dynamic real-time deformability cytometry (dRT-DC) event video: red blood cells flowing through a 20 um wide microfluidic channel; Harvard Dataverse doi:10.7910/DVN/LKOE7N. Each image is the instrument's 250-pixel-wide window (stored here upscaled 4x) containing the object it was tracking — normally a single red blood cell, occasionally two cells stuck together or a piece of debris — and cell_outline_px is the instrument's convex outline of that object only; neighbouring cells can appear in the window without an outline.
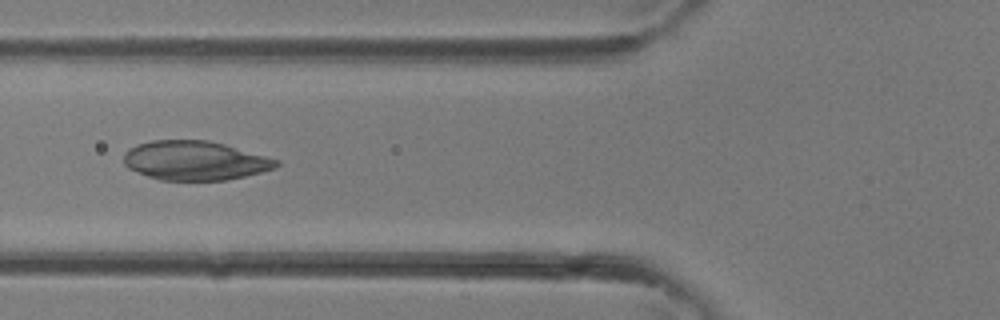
{"species": "common noctule bat (a hibernating species)", "species_latin": "Nyctalus noctula", "temperature_condition": "room temperature", "stored_images_in_passage": 35, "camera_frame_rate_fps": 3000, "um_per_image_px": 0.085, "animal": {"sex": "female"}, "frame": {"image": 1, "passage_image": 13, "time_ms": 4.0, "image_size_px": [1000, 320], "cell_outline_px": [[280, 164], [276, 168], [244, 176], [224, 180], [160, 180], [148, 176], [128, 168], [124, 164], [124, 152], [128, 148], [136, 144], [152, 140], [208, 140], [224, 144], [280, 160]], "centroid_in_image_um": [16.55, 13.64], "position_along_channel_um": 109.2, "area_um2": 34.85}}
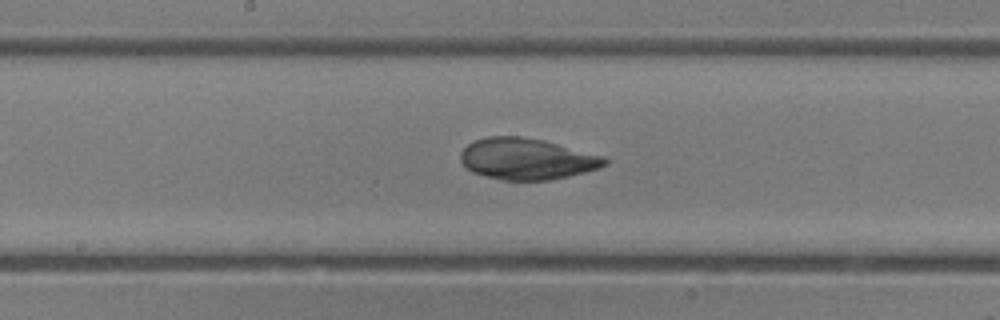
{"frame": {"image": 2, "passage_image": 18, "time_ms": 5.667, "image_size_px": [1000, 320], "cell_outline_px": [[608, 164], [600, 168], [568, 176], [548, 180], [504, 180], [472, 172], [460, 160], [460, 152], [468, 144], [476, 140], [488, 136], [520, 136], [544, 140], [608, 156]], "centroid_in_image_um": [44.84, 13.49], "position_along_channel_um": 203.4, "area_um2": 34.85}}
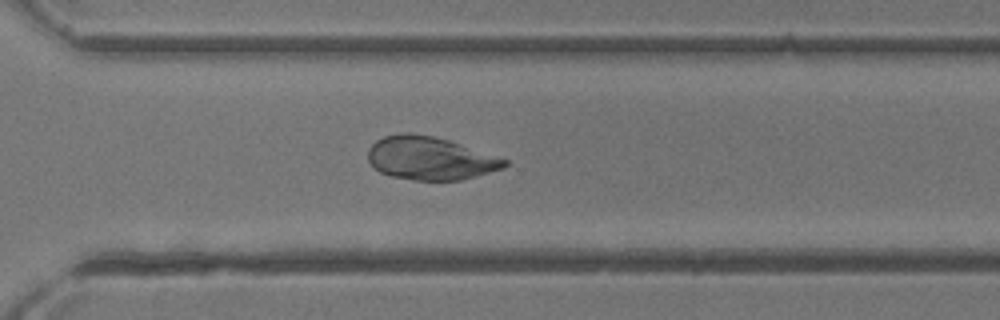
{"frame": {"image": 3, "passage_image": 25, "time_ms": 8.0, "image_size_px": [1000, 320], "cell_outline_px": [[508, 164], [504, 168], [460, 180], [416, 180], [392, 176], [380, 172], [368, 160], [368, 148], [376, 140], [384, 136], [400, 132], [412, 132], [432, 136], [448, 140], [508, 160]], "centroid_in_image_um": [36.53, 13.44], "position_along_channel_um": 334.1, "area_um2": 34.1}}